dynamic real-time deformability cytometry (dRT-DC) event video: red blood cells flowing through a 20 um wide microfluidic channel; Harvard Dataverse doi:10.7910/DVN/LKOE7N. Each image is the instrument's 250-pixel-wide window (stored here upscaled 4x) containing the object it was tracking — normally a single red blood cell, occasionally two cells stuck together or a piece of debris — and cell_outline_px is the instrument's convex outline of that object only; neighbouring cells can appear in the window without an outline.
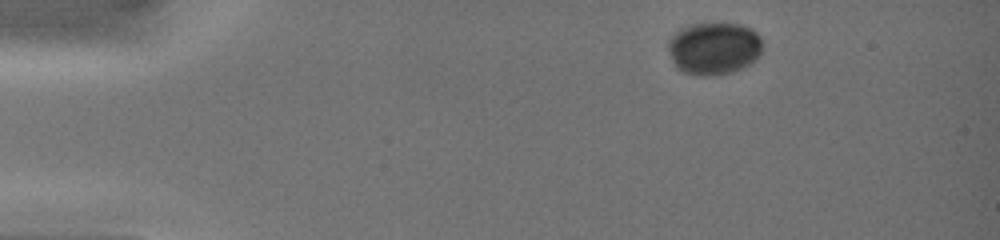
{"species": "common noctule bat (a hibernating species)", "species_latin": "Nyctalus noctula", "temperature_condition": "warm", "stored_images_in_passage": 5, "camera_frame_rate_fps": 3000, "um_per_image_px": 0.085, "animal": {"sex": "female", "body_mass_g": 19.0, "forearm_length_mm": 51.5}, "frame": {"image": 1, "passage_image": 1, "time_ms": 0.0, "image_size_px": [1000, 240], "cell_outline_px": [[764, 44], [760, 52], [748, 64], [732, 72], [712, 76], [696, 76], [684, 72], [676, 68], [668, 52], [668, 40], [680, 28], [692, 24], [740, 24], [752, 28], [760, 36]], "centroid_in_image_um": [60.66, 4.11], "position_along_channel_um": 24.3, "area_um2": 28.9}}
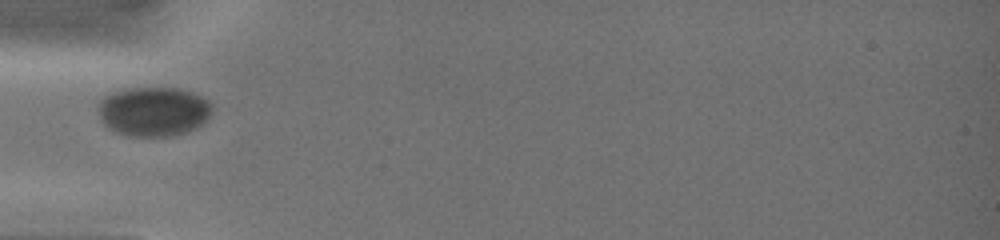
{"frame": {"image": 2, "passage_image": 4, "time_ms": 3.333, "image_size_px": [1000, 240], "cell_outline_px": [[212, 112], [196, 128], [188, 132], [172, 136], [128, 136], [116, 132], [108, 128], [100, 120], [100, 100], [116, 92], [132, 88], [180, 88], [200, 96], [208, 100], [212, 104]], "centroid_in_image_um": [13.08, 9.49], "position_along_channel_um": 71.9, "area_um2": 32.48}}
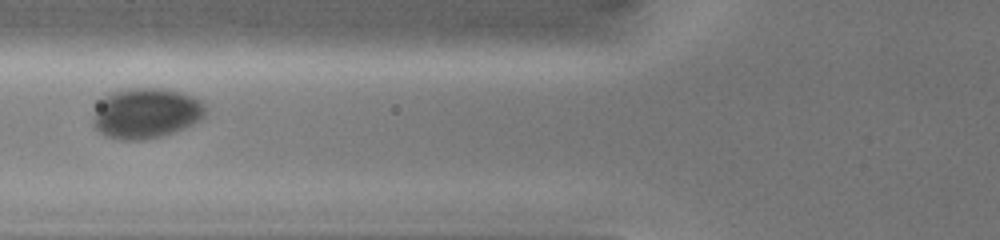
{"frame": {"image": 3, "passage_image": 5, "time_ms": 4.333, "image_size_px": [1000, 240], "cell_outline_px": [[208, 108], [204, 116], [192, 124], [184, 128], [160, 136], [144, 140], [124, 140], [108, 136], [100, 132], [92, 124], [92, 120], [104, 96], [116, 92], [148, 88], [176, 92], [192, 96], [200, 100]], "centroid_in_image_um": [12.44, 9.66], "position_along_channel_um": 113.4, "area_um2": 32.02}}